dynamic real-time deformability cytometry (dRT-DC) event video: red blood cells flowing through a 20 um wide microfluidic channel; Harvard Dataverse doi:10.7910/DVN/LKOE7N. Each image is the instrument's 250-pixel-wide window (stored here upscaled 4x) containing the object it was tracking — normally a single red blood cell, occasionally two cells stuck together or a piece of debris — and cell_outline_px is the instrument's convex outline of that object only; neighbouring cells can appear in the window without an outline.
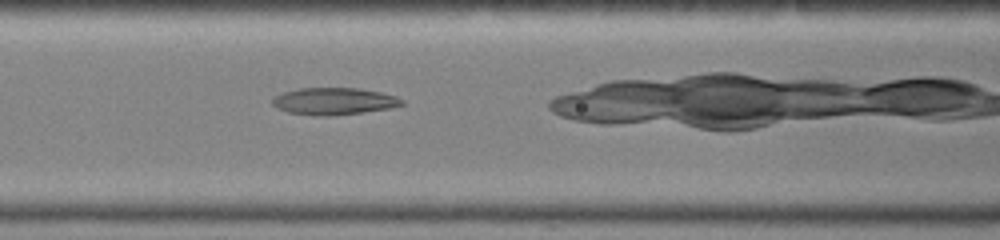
{"species": "common noctule bat (a hibernating species)", "species_latin": "Nyctalus noctula", "temperature_condition": "warm", "stored_images_in_passage": 25, "camera_frame_rate_fps": 3000, "um_per_image_px": 0.085, "animal": {"sex": "female", "body_mass_g": 19.0, "forearm_length_mm": 51.5}, "frame": {"image": 1, "passage_image": 8, "time_ms": 2.333, "image_size_px": [1000, 240], "cell_outline_px": [[404, 104], [388, 108], [332, 116], [316, 116], [288, 112], [276, 108], [272, 104], [272, 100], [276, 96], [284, 92], [300, 88], [356, 88], [380, 92], [396, 96], [404, 100]], "centroid_in_image_um": [28.36, 8.6], "position_along_channel_um": 138.2, "area_um2": 20.23}}
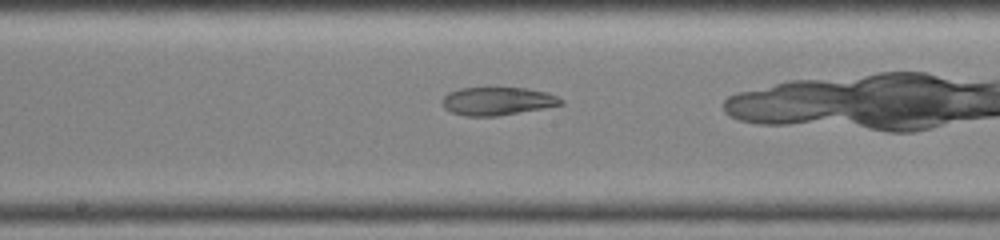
{"frame": {"image": 2, "passage_image": 12, "time_ms": 3.667, "image_size_px": [1000, 240], "cell_outline_px": [[564, 104], [544, 108], [496, 116], [464, 116], [452, 112], [444, 108], [440, 100], [448, 92], [460, 88], [524, 88], [548, 92], [564, 100]], "centroid_in_image_um": [42.26, 8.59], "position_along_channel_um": 205.9, "area_um2": 19.48}}
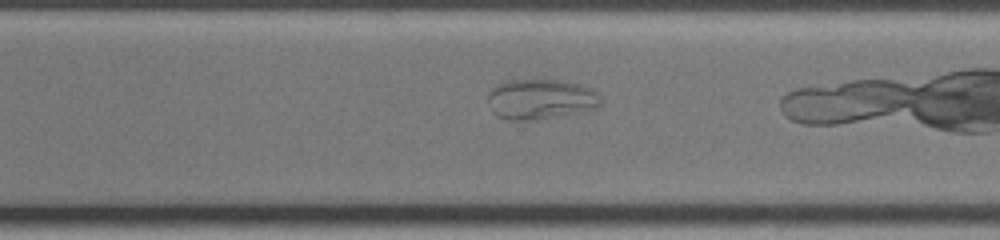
{"frame": {"image": 3, "passage_image": 19, "time_ms": 6.0, "image_size_px": [1000, 240], "cell_outline_px": [[604, 104], [596, 108], [536, 120], [508, 120], [496, 116], [492, 112], [488, 100], [488, 92], [496, 84], [508, 80], [560, 80], [580, 84], [592, 88], [600, 92], [604, 100]], "centroid_in_image_um": [45.99, 8.42], "position_along_channel_um": 324.6, "area_um2": 26.88}}